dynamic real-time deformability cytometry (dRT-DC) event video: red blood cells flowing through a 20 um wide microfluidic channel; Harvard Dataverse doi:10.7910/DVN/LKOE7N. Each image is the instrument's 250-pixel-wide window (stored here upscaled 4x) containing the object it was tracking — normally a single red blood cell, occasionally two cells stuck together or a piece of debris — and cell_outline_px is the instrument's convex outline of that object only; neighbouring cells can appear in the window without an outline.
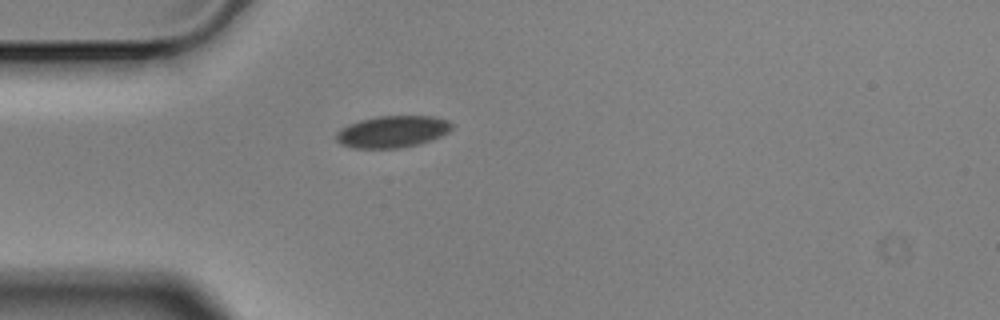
{"species": "Egyptian fruit bat (a non-hibernating species)", "species_latin": "Rousettus aegyptiacus", "temperature_condition": "cold", "stored_images_in_passage": 1, "camera_frame_rate_fps": 3000, "um_per_image_px": 0.085, "animal": {"sex": "male"}, "frame": {"image": 1, "passage_image": 1, "time_ms": 0.0, "image_size_px": [1000, 320], "cell_outline_px": [[452, 128], [448, 132], [440, 136], [420, 144], [400, 148], [352, 148], [340, 144], [336, 140], [336, 132], [340, 128], [348, 124], [360, 120], [376, 116], [432, 116], [448, 120], [452, 124]], "centroid_in_image_um": [33.32, 11.19], "position_along_channel_um": 51.7, "area_um2": 21.56}}